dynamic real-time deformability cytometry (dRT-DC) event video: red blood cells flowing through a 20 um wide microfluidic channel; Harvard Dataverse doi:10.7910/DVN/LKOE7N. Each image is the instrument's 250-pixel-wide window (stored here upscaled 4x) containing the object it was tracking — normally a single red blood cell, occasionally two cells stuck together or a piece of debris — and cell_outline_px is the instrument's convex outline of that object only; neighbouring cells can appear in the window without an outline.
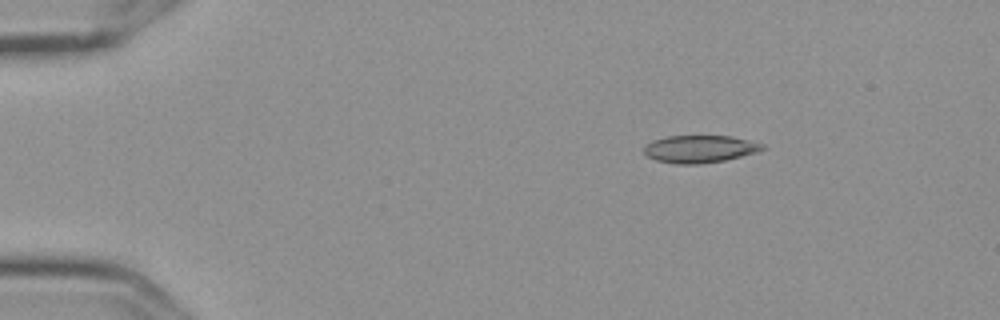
{"species": "Egyptian fruit bat (a non-hibernating species)", "species_latin": "Rousettus aegyptiacus", "temperature_condition": "cold", "stored_images_in_passage": 4, "camera_frame_rate_fps": 3000, "um_per_image_px": 0.085, "frame": {"image": 1, "passage_image": 2, "time_ms": 0.333, "image_size_px": [1000, 320], "cell_outline_px": [[768, 148], [756, 152], [724, 160], [700, 164], [676, 164], [656, 160], [648, 156], [644, 152], [644, 148], [652, 140], [668, 136], [728, 136], [748, 140], [764, 144]], "centroid_in_image_um": [59.49, 12.66], "position_along_channel_um": 25.5, "area_um2": 18.79}}